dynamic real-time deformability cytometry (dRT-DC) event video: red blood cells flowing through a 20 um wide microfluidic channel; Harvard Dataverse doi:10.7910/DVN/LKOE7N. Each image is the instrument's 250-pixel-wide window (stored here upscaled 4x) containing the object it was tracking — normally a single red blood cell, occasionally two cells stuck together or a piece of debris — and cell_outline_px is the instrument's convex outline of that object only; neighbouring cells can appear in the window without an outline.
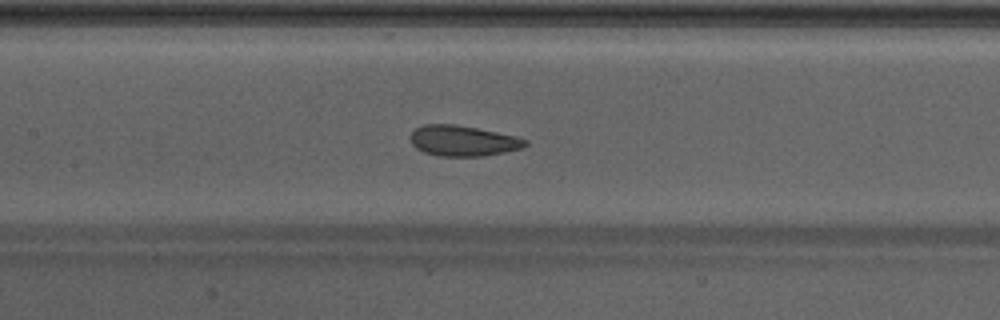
{"species": "Egyptian fruit bat (a non-hibernating species)", "species_latin": "Rousettus aegyptiacus", "temperature_condition": "warm", "stored_images_in_passage": 49, "camera_frame_rate_fps": 3000, "um_per_image_px": 0.085, "animal": {"sex": "male"}, "frame": {"image": 1, "passage_image": 24, "time_ms": 7.667, "image_size_px": [1000, 320], "cell_outline_px": [[528, 144], [524, 148], [484, 156], [436, 156], [424, 152], [416, 148], [412, 144], [408, 136], [416, 128], [424, 124], [456, 124], [516, 136], [528, 140]], "centroid_in_image_um": [39.34, 11.97], "position_along_channel_um": 168.1, "area_um2": 20.63}}
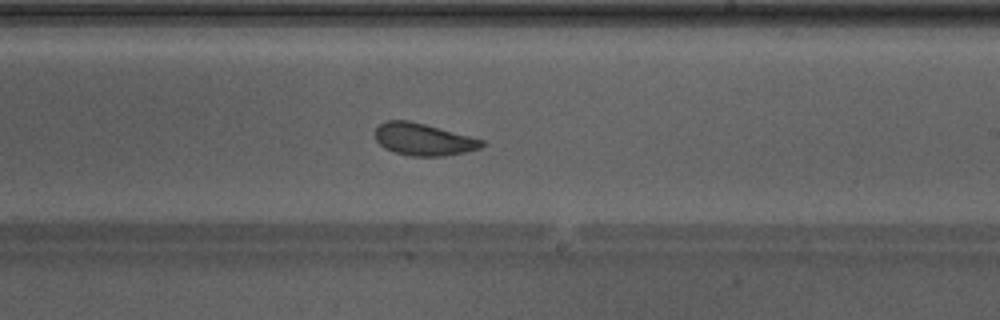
{"frame": {"image": 2, "passage_image": 30, "time_ms": 9.667, "image_size_px": [1000, 320], "cell_outline_px": [[488, 144], [480, 148], [464, 152], [444, 156], [412, 156], [396, 152], [384, 148], [376, 140], [376, 128], [384, 120], [408, 120], [424, 124], [484, 140]], "centroid_in_image_um": [36.0, 11.85], "position_along_channel_um": 253.0, "area_um2": 19.83}}
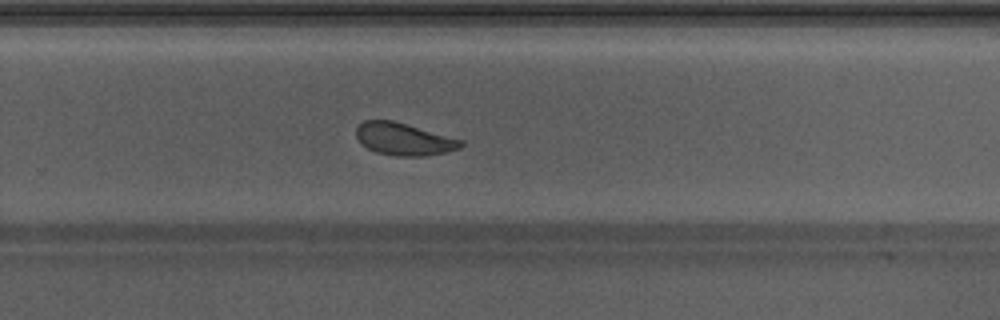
{"frame": {"image": 3, "passage_image": 33, "time_ms": 10.667, "image_size_px": [1000, 320], "cell_outline_px": [[464, 144], [460, 148], [444, 152], [424, 156], [396, 156], [376, 152], [360, 144], [356, 136], [356, 128], [364, 120], [392, 120], [464, 140]], "centroid_in_image_um": [34.31, 11.82], "position_along_channel_um": 295.5, "area_um2": 19.71}, "authors_computed_cell_mechanics": {"area_um2": 21.386, "velocity_mm_per_s": 4.2658, "shape_relaxation_time_tau1_ms": 4.2633, "shape_relaxation_time_tau2_ms": 1.269, "deformation_change_tau1": 0.1053, "deformation_change_tau2": 0.0701}}